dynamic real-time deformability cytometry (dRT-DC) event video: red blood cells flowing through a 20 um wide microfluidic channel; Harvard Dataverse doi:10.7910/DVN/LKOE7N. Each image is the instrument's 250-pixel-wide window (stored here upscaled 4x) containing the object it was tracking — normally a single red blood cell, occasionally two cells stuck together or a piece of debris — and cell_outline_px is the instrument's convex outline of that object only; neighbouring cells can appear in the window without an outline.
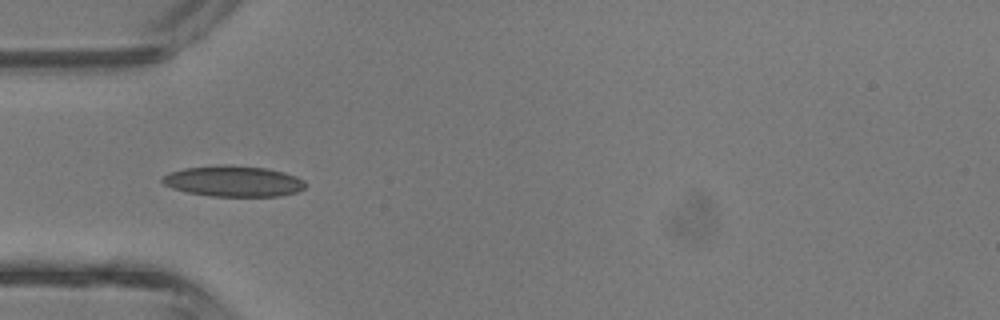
{"species": "common noctule bat (a hibernating species)", "species_latin": "Nyctalus noctula", "temperature_condition": "room temperature", "stored_images_in_passage": 21, "camera_frame_rate_fps": 3000, "um_per_image_px": 0.085, "animal": {"sex": "male", "body_mass_g": 13.3}, "frame": {"image": 1, "passage_image": 4, "time_ms": 1.0, "image_size_px": [1000, 320], "cell_outline_px": [[308, 184], [304, 188], [296, 192], [280, 196], [212, 196], [188, 192], [172, 188], [164, 184], [160, 180], [168, 172], [184, 168], [220, 164], [224, 164], [268, 168], [284, 172], [296, 176], [304, 180]], "centroid_in_image_um": [19.85, 15.39], "position_along_channel_um": 65.1, "area_um2": 25.89}}
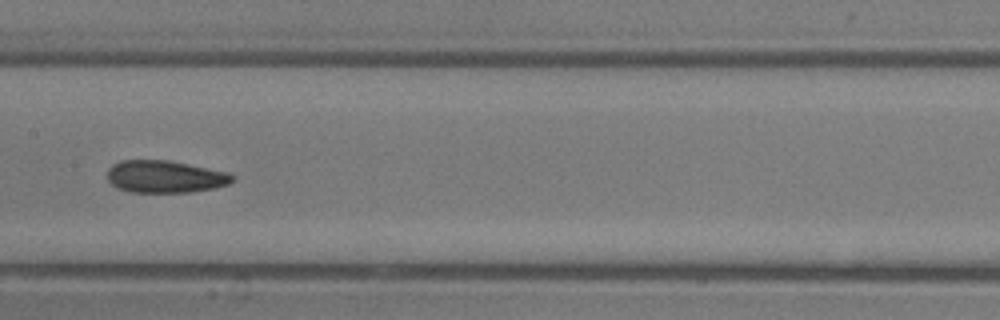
{"frame": {"image": 2, "passage_image": 12, "time_ms": 3.667, "image_size_px": [1000, 320], "cell_outline_px": [[236, 180], [228, 184], [212, 188], [188, 192], [128, 192], [116, 188], [108, 180], [108, 168], [112, 164], [120, 160], [168, 160], [228, 172], [236, 176]], "centroid_in_image_um": [14.02, 15.01], "position_along_channel_um": 193.4, "area_um2": 23.64}}
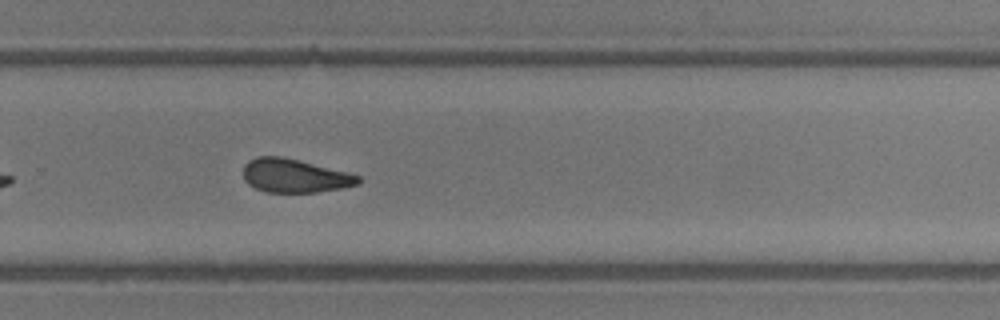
{"frame": {"image": 3, "passage_image": 19, "time_ms": 6.0, "image_size_px": [1000, 320], "cell_outline_px": [[360, 180], [356, 184], [340, 188], [316, 192], [264, 192], [248, 184], [244, 180], [244, 164], [248, 160], [256, 156], [280, 156], [300, 160], [348, 172], [360, 176]], "centroid_in_image_um": [25.0, 14.92], "position_along_channel_um": 304.8, "area_um2": 22.48}}